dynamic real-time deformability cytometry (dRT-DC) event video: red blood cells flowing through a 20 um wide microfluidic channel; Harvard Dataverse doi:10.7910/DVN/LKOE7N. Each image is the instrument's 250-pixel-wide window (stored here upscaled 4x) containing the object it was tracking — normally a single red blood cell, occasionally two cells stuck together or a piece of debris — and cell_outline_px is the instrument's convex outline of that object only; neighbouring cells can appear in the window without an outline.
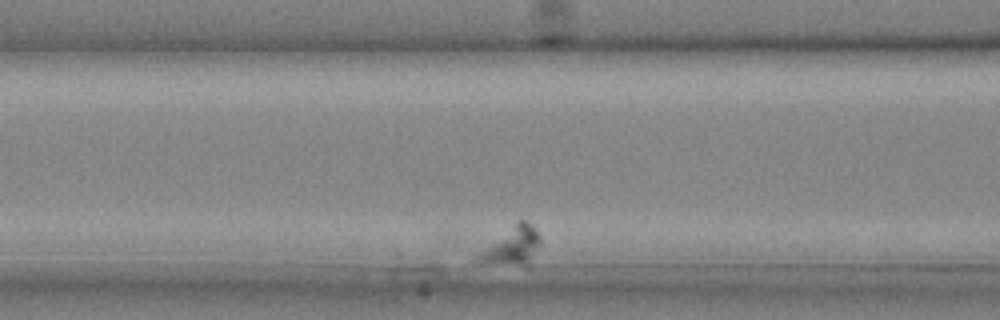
{"species": "common noctule bat (a hibernating species)", "species_latin": "Nyctalus noctula", "temperature_condition": "cold", "stored_images_in_passage": 28, "camera_frame_rate_fps": 3000, "um_per_image_px": 0.085, "animal": {"sex": "male", "body_mass_g": 20.4}, "frame": {"image": 1, "passage_image": 7, "time_ms": 2.0, "image_size_px": [1000, 320], "cell_outline_px": [[540, 244], [532, 268], [528, 268], [472, 260], [480, 252], [516, 220], [524, 220], [536, 228], [540, 236]], "centroid_in_image_um": [43.63, 20.95], "position_along_channel_um": 123.0, "area_um2": 14.33}}
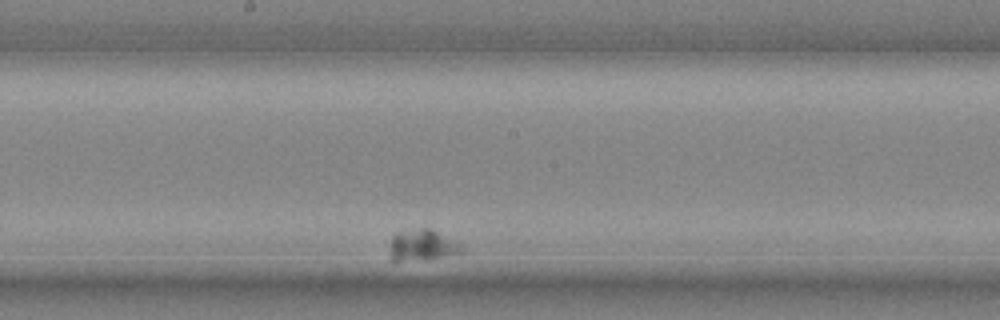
{"frame": {"image": 2, "passage_image": 15, "time_ms": 4.667, "image_size_px": [1000, 320], "cell_outline_px": [[464, 248], [460, 252], [444, 256], [424, 260], [392, 260], [392, 236], [396, 232], [424, 228], [432, 228], [460, 244]], "centroid_in_image_um": [35.92, 20.83], "position_along_channel_um": 212.3, "area_um2": 12.66}}
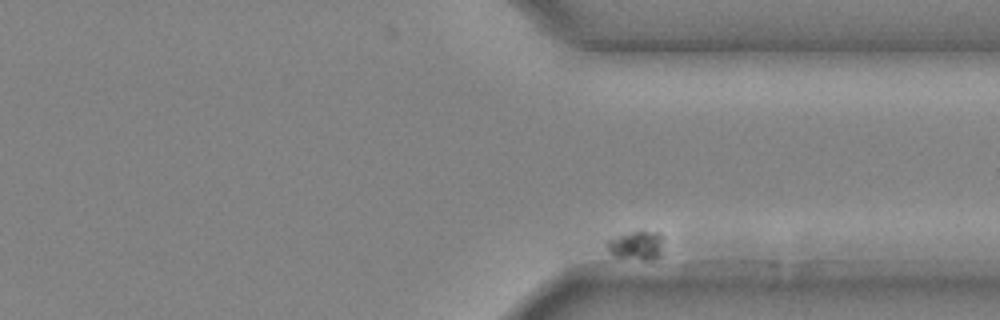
{"frame": {"image": 3, "passage_image": 28, "time_ms": 9.0, "image_size_px": [1000, 320], "cell_outline_px": [[664, 256], [656, 260], [640, 260], [612, 256], [608, 248], [608, 240], [640, 228], [644, 228], [660, 232]], "centroid_in_image_um": [54.2, 20.85], "position_along_channel_um": 357.2, "area_um2": 10.12}}